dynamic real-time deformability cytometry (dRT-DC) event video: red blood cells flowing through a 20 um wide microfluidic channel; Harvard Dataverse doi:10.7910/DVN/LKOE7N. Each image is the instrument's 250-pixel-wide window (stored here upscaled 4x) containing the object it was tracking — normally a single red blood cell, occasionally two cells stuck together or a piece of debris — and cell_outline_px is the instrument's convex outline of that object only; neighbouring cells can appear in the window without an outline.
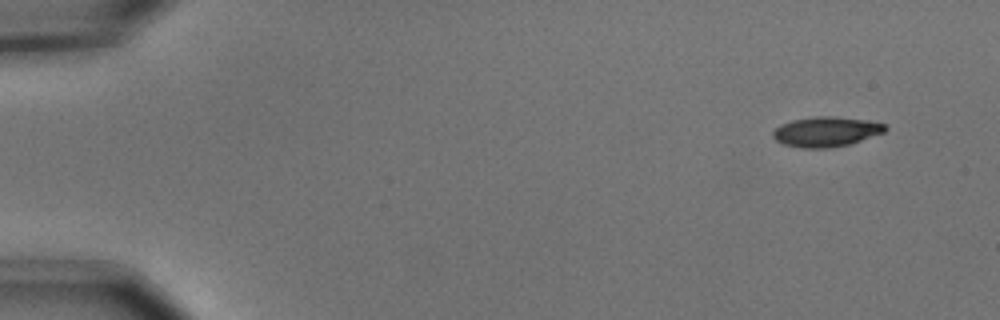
{"species": "common noctule bat (a hibernating species)", "species_latin": "Nyctalus noctula", "temperature_condition": "cold", "stored_images_in_passage": 10, "camera_frame_rate_fps": 3000, "um_per_image_px": 0.085, "animal": {"sex": "male", "body_mass_g": 15.6}, "frame": {"image": 1, "passage_image": 1, "time_ms": 0.0, "image_size_px": [1000, 320], "cell_outline_px": [[888, 128], [884, 132], [848, 144], [828, 148], [804, 148], [784, 144], [776, 140], [772, 136], [772, 132], [780, 124], [792, 120], [812, 116], [832, 116], [864, 120], [884, 124]], "centroid_in_image_um": [70.17, 11.19], "position_along_channel_um": 14.8, "area_um2": 19.36}}
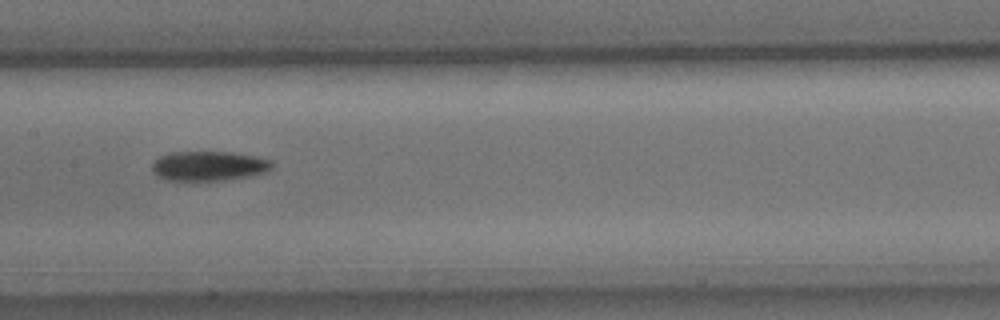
{"frame": {"image": 2, "passage_image": 8, "time_ms": 2.333, "image_size_px": [1000, 320], "cell_outline_px": [[272, 168], [268, 172], [248, 176], [224, 180], [164, 180], [156, 176], [152, 172], [152, 164], [160, 156], [168, 152], [232, 152], [256, 156], [272, 160]], "centroid_in_image_um": [17.74, 14.1], "position_along_channel_um": 189.7, "area_um2": 20.87}}
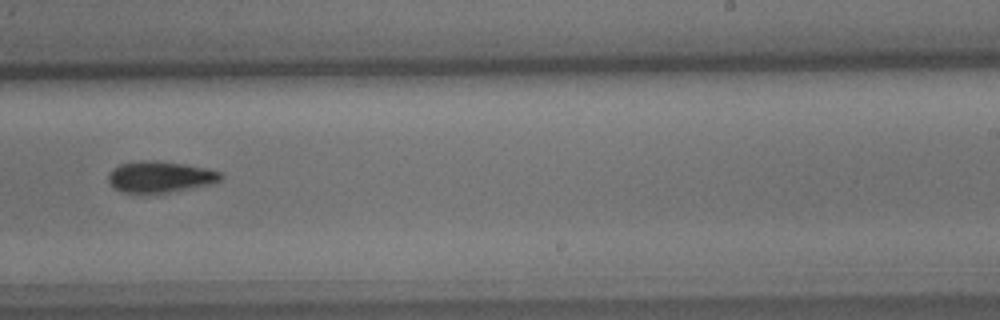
{"frame": {"image": 3, "passage_image": 10, "time_ms": 3.0, "image_size_px": [1000, 320], "cell_outline_px": [[224, 176], [220, 180], [212, 184], [168, 192], [120, 192], [108, 180], [108, 176], [112, 168], [120, 164], [140, 160], [152, 160], [184, 164], [204, 168], [220, 172]], "centroid_in_image_um": [13.6, 15.02], "position_along_channel_um": 275.4, "area_um2": 20.17}}